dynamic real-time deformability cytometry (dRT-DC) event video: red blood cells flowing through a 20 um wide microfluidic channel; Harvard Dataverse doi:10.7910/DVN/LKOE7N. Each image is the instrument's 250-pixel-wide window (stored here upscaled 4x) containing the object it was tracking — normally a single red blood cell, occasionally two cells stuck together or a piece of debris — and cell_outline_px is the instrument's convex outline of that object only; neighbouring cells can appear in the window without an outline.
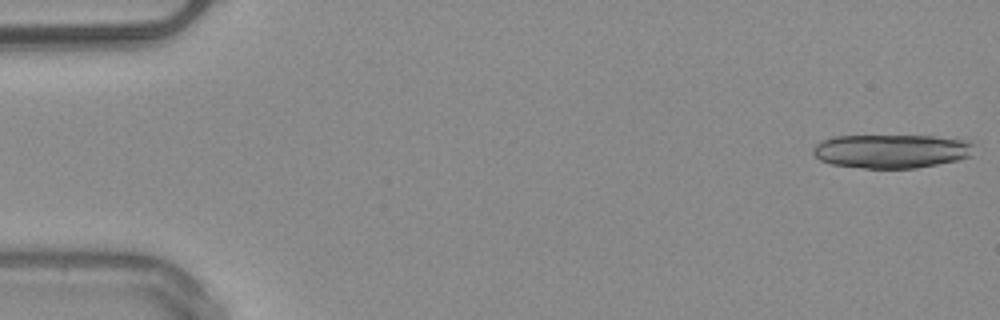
{"species": "common noctule bat (a hibernating species)", "species_latin": "Nyctalus noctula", "temperature_condition": "warm", "stored_images_in_passage": 29, "camera_frame_rate_fps": 3000, "um_per_image_px": 0.085, "animal": {"sex": "male", "body_mass_g": 20.4}, "frame": {"image": 1, "passage_image": 1, "time_ms": 0.0, "image_size_px": [1000, 320], "cell_outline_px": [[976, 144], [972, 156], [956, 160], [916, 168], [864, 168], [832, 164], [820, 160], [812, 152], [812, 148], [816, 144], [824, 140], [836, 136], [932, 136], [972, 140]], "centroid_in_image_um": [75.84, 12.84], "position_along_channel_um": 9.2, "area_um2": 31.85}}